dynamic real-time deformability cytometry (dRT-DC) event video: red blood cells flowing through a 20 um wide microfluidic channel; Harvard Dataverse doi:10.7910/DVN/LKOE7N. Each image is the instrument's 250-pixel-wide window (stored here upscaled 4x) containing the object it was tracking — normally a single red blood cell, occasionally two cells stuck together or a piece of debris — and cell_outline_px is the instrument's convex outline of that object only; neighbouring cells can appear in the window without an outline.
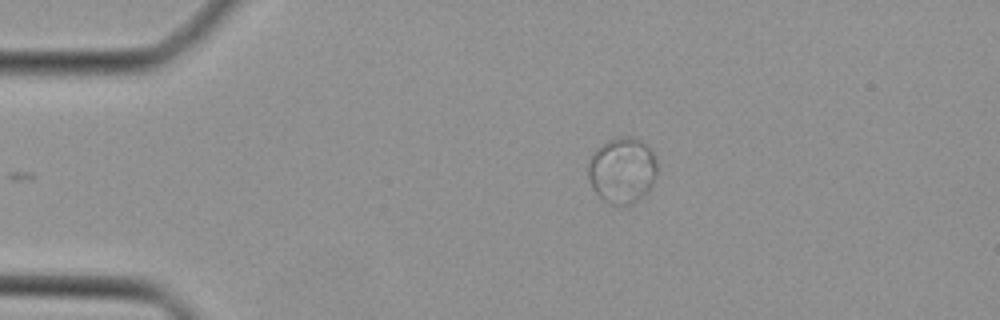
{"species": "Egyptian fruit bat (a non-hibernating species)", "species_latin": "Rousettus aegyptiacus", "temperature_condition": "cold", "stored_images_in_passage": 37, "camera_frame_rate_fps": 3000, "um_per_image_px": 0.085, "animal": {"sex": "female"}, "frame": {"image": 1, "passage_image": 1, "time_ms": 0.0, "image_size_px": [1000, 320], "cell_outline_px": [[656, 172], [652, 184], [636, 200], [628, 204], [608, 204], [592, 188], [588, 176], [588, 164], [592, 152], [596, 148], [612, 140], [624, 136], [628, 136], [644, 144], [652, 152], [656, 160]], "centroid_in_image_um": [52.84, 14.48], "position_along_channel_um": 32.2, "area_um2": 25.72}}
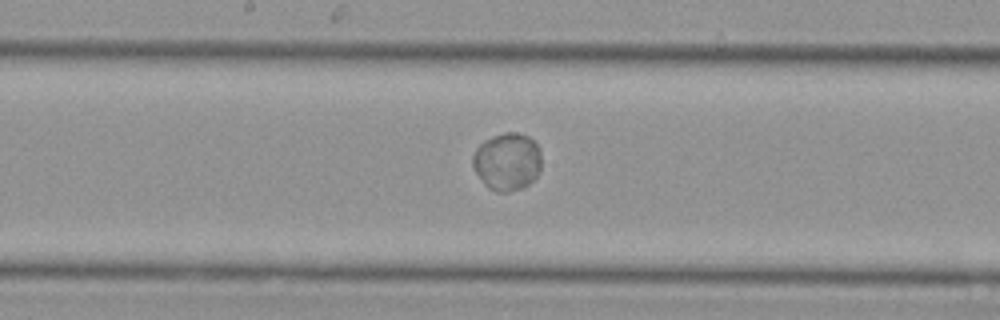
{"frame": {"image": 2, "passage_image": 16, "time_ms": 5.0, "image_size_px": [1000, 320], "cell_outline_px": [[540, 172], [524, 188], [508, 192], [496, 192], [488, 188], [484, 184], [472, 168], [472, 156], [476, 148], [484, 140], [492, 136], [504, 132], [516, 132], [528, 136], [540, 148]], "centroid_in_image_um": [43.09, 13.74], "position_along_channel_um": 205.1, "area_um2": 23.35}}
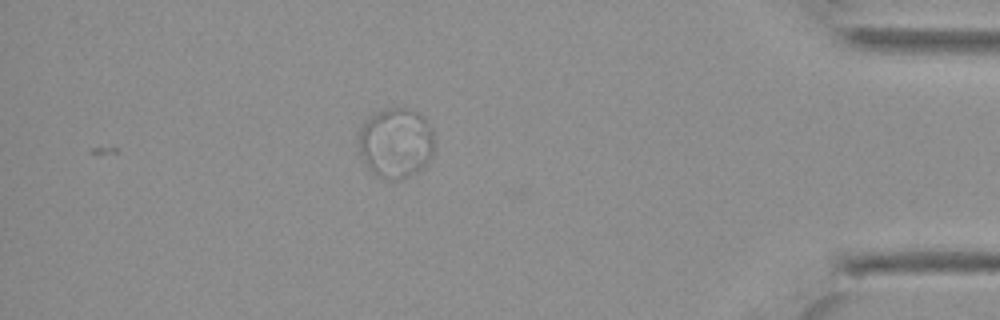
{"frame": {"image": 3, "passage_image": 32, "time_ms": 10.333, "image_size_px": [1000, 320], "cell_outline_px": [[432, 156], [420, 168], [408, 176], [400, 180], [388, 180], [372, 172], [368, 168], [356, 144], [356, 140], [360, 128], [364, 120], [368, 116], [384, 108], [404, 108], [416, 112], [432, 128]], "centroid_in_image_um": [33.57, 12.13], "position_along_channel_um": 401.6, "area_um2": 30.81}}